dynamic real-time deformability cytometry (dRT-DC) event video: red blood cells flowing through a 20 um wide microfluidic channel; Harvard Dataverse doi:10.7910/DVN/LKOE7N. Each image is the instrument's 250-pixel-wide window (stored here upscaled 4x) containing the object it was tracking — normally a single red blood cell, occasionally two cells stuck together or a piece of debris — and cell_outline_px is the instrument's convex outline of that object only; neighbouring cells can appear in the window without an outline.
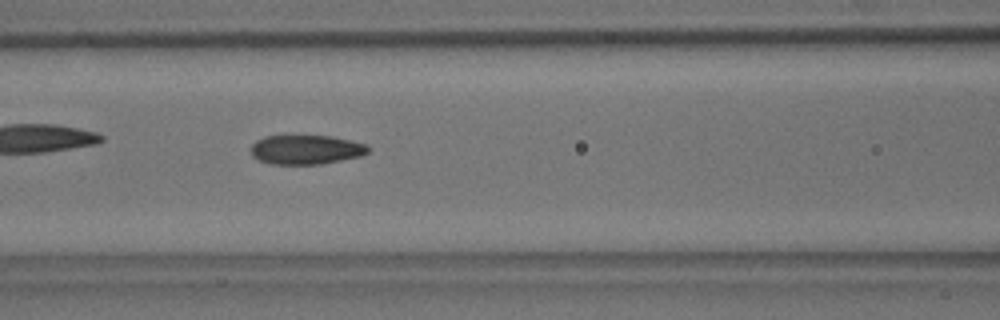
{"species": "common noctule bat (a hibernating species)", "species_latin": "Nyctalus noctula", "temperature_condition": "room temperature", "stored_images_in_passage": 46, "camera_frame_rate_fps": 3000, "um_per_image_px": 0.085, "animal": {"sex": "male", "body_mass_g": 18.8}, "frame": {"image": 1, "passage_image": 20, "time_ms": 6.333, "image_size_px": [1000, 320], "cell_outline_px": [[368, 152], [360, 156], [320, 164], [272, 164], [260, 160], [252, 156], [252, 144], [256, 140], [264, 136], [332, 136], [368, 144]], "centroid_in_image_um": [26.01, 12.71], "position_along_channel_um": 140.6, "area_um2": 19.88}}
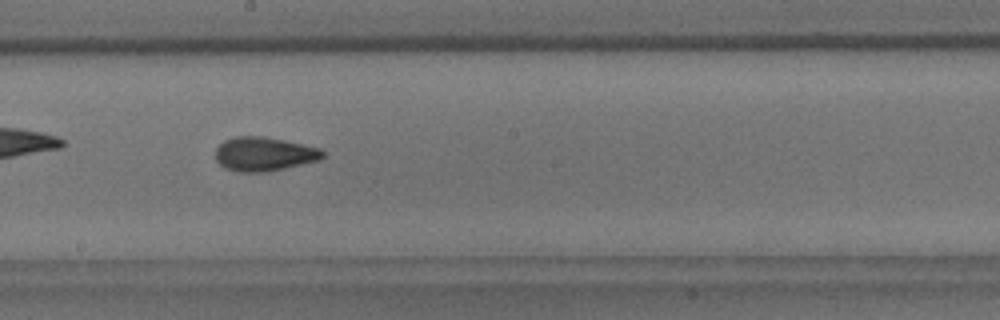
{"frame": {"image": 2, "passage_image": 27, "time_ms": 8.667, "image_size_px": [1000, 320], "cell_outline_px": [[324, 156], [320, 160], [284, 168], [264, 172], [236, 172], [224, 168], [216, 160], [216, 148], [224, 140], [236, 136], [260, 136], [284, 140], [320, 148], [324, 152]], "centroid_in_image_um": [22.43, 13.09], "position_along_channel_um": 225.8, "area_um2": 21.21}}